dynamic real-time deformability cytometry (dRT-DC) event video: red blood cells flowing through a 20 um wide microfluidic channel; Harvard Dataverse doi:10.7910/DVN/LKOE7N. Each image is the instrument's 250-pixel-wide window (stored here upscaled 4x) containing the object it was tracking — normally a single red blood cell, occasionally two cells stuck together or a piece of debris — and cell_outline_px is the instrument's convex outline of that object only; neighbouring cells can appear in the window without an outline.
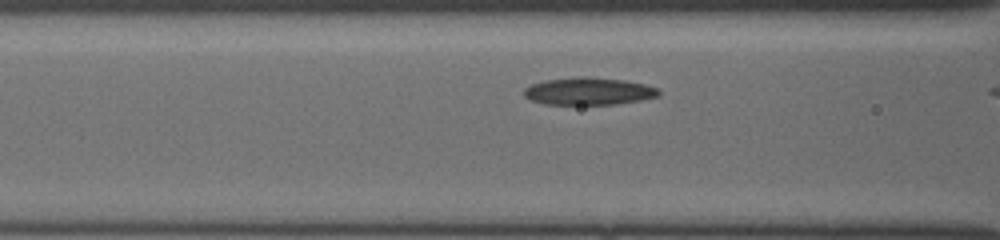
{"species": "common noctule bat (a hibernating species)", "species_latin": "Nyctalus noctula", "temperature_condition": "cold", "stored_images_in_passage": 8, "camera_frame_rate_fps": 3000, "um_per_image_px": 0.085, "animal": {"sex": "female", "body_mass_g": 19.5, "forearm_length_mm": 54.1}, "frame": {"image": 1, "passage_image": 6, "time_ms": 1.667, "image_size_px": [1000, 240], "cell_outline_px": [[660, 96], [640, 100], [616, 104], [544, 104], [532, 100], [524, 96], [524, 88], [532, 84], [544, 80], [580, 76], [588, 76], [624, 80], [644, 84], [656, 88], [660, 92]], "centroid_in_image_um": [50.03, 7.75], "position_along_channel_um": 116.6, "area_um2": 21.5}}